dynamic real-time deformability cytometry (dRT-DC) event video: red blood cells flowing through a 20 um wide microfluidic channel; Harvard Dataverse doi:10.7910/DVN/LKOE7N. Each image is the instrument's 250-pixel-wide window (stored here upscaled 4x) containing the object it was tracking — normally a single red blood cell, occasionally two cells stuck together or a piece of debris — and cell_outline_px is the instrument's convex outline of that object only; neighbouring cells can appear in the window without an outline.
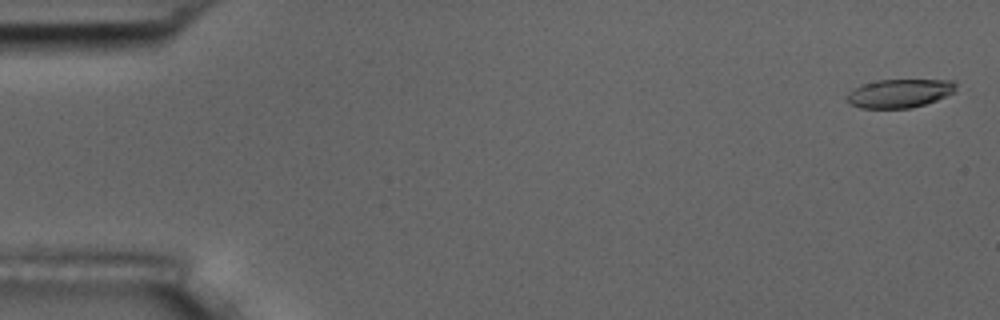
{"species": "common noctule bat (a hibernating species)", "species_latin": "Nyctalus noctula", "temperature_condition": "room temperature", "stored_images_in_passage": 6, "camera_frame_rate_fps": 3000, "um_per_image_px": 0.085, "animal": {"sex": "male", "body_mass_g": 17.5, "forearm_length_mm": 52.3}, "frame": {"image": 1, "passage_image": 1, "time_ms": 0.0, "image_size_px": [1000, 320], "cell_outline_px": [[956, 92], [936, 100], [912, 108], [860, 108], [852, 104], [844, 96], [848, 92], [860, 84], [876, 80], [952, 80], [956, 84]], "centroid_in_image_um": [76.44, 7.92], "position_along_channel_um": 8.6, "area_um2": 18.26}}
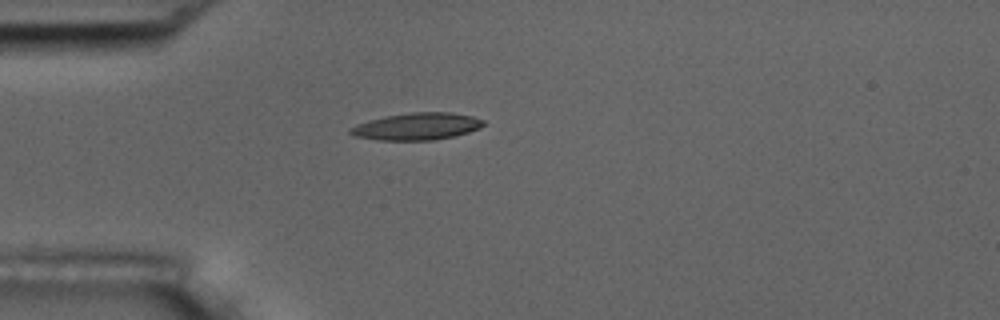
{"frame": {"image": 2, "passage_image": 5, "time_ms": 4.667, "image_size_px": [1000, 320], "cell_outline_px": [[484, 124], [480, 128], [468, 132], [436, 140], [376, 140], [356, 136], [348, 132], [348, 128], [356, 124], [368, 120], [388, 116], [412, 112], [452, 112], [472, 116], [484, 120]], "centroid_in_image_um": [35.42, 10.74], "position_along_channel_um": 49.6, "area_um2": 20.98}}